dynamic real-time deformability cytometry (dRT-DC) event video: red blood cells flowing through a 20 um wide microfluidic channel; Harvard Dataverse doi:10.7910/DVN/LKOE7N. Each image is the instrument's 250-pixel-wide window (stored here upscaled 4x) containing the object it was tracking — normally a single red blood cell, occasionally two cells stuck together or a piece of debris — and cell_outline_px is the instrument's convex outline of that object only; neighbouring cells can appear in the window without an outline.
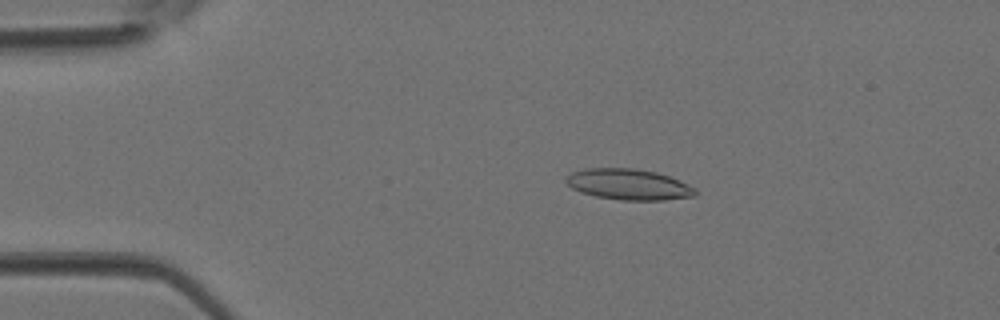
{"species": "Egyptian fruit bat (a non-hibernating species)", "species_latin": "Rousettus aegyptiacus", "temperature_condition": "room temperature", "stored_images_in_passage": 3, "camera_frame_rate_fps": 3000, "um_per_image_px": 0.085, "animal": {"sex": "female"}, "frame": {"image": 1, "passage_image": 3, "time_ms": 0.667, "image_size_px": [1000, 320], "cell_outline_px": [[696, 196], [664, 200], [620, 200], [596, 196], [580, 192], [572, 188], [564, 180], [572, 172], [584, 168], [632, 168], [656, 172], [680, 180], [696, 188]], "centroid_in_image_um": [53.44, 15.67], "position_along_channel_um": 31.6, "area_um2": 23.29}}